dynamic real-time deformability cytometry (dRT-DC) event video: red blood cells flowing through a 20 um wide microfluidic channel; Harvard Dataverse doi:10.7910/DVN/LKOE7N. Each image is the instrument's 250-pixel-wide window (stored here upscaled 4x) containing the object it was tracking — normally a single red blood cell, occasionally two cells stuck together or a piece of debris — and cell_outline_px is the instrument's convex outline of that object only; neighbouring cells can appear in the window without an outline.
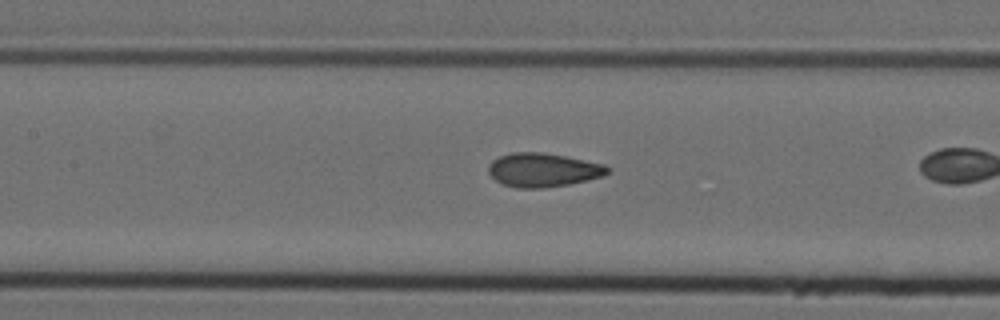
{"species": "Egyptian fruit bat (a non-hibernating species)", "species_latin": "Rousettus aegyptiacus", "temperature_condition": "cold", "stored_images_in_passage": 30, "camera_frame_rate_fps": 3000, "um_per_image_px": 0.085, "animal": {"sex": "female"}, "frame": {"image": 1, "passage_image": 18, "time_ms": 5.667, "image_size_px": [1000, 320], "cell_outline_px": [[612, 168], [604, 176], [588, 180], [568, 184], [544, 188], [516, 188], [504, 184], [496, 180], [488, 172], [488, 164], [492, 160], [500, 156], [512, 152], [540, 152], [564, 156], [604, 164]], "centroid_in_image_um": [46.16, 14.45], "position_along_channel_um": 161.2, "area_um2": 23.47}}